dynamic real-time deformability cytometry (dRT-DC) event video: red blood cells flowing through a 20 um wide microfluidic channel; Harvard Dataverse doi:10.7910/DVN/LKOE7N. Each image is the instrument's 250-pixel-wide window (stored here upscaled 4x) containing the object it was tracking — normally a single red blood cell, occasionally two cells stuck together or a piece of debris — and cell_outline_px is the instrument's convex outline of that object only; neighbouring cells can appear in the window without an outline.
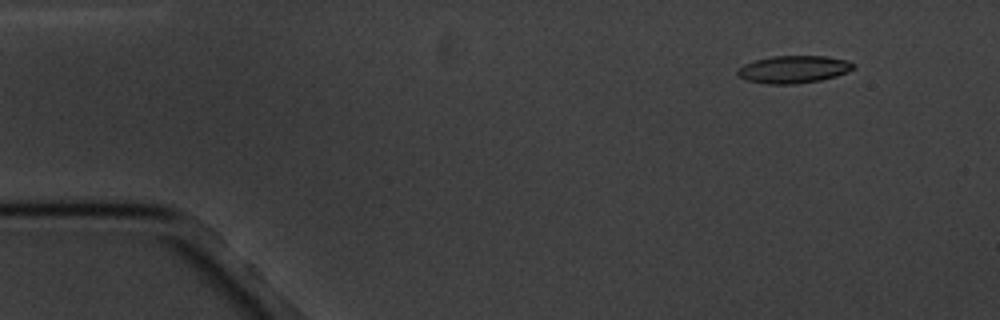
{"species": "common noctule bat (a hibernating species)", "species_latin": "Nyctalus noctula", "temperature_condition": "cold", "stored_images_in_passage": 5, "camera_frame_rate_fps": 3000, "um_per_image_px": 0.085, "animal": {"sex": "male", "body_mass_g": 20.1, "forearm_length_mm": 53.5}, "frame": {"image": 1, "passage_image": 2, "time_ms": 1.0, "image_size_px": [1000, 320], "cell_outline_px": [[856, 68], [848, 72], [836, 76], [820, 80], [796, 84], [768, 84], [748, 80], [740, 76], [736, 72], [744, 64], [756, 60], [772, 56], [828, 56], [844, 60], [856, 64]], "centroid_in_image_um": [67.5, 5.89], "position_along_channel_um": 17.5, "area_um2": 18.44}}
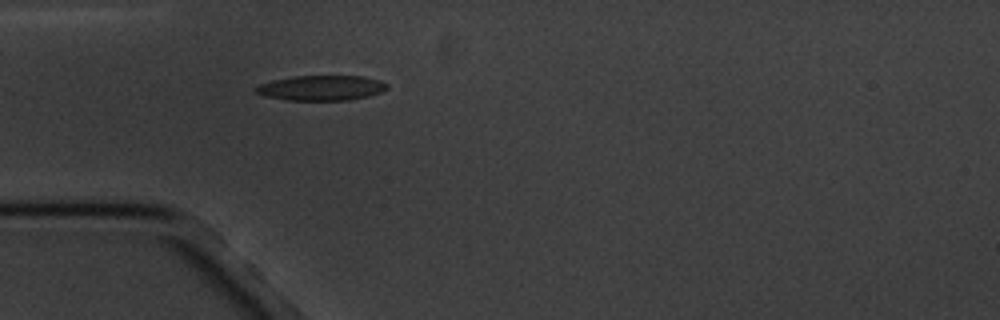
{"frame": {"image": 2, "passage_image": 5, "time_ms": 4.667, "image_size_px": [1000, 320], "cell_outline_px": [[388, 88], [380, 92], [368, 96], [348, 100], [288, 100], [264, 96], [256, 92], [256, 88], [260, 84], [272, 80], [292, 76], [364, 76], [380, 80], [388, 84]], "centroid_in_image_um": [27.33, 7.47], "position_along_channel_um": 57.7, "area_um2": 19.13}}